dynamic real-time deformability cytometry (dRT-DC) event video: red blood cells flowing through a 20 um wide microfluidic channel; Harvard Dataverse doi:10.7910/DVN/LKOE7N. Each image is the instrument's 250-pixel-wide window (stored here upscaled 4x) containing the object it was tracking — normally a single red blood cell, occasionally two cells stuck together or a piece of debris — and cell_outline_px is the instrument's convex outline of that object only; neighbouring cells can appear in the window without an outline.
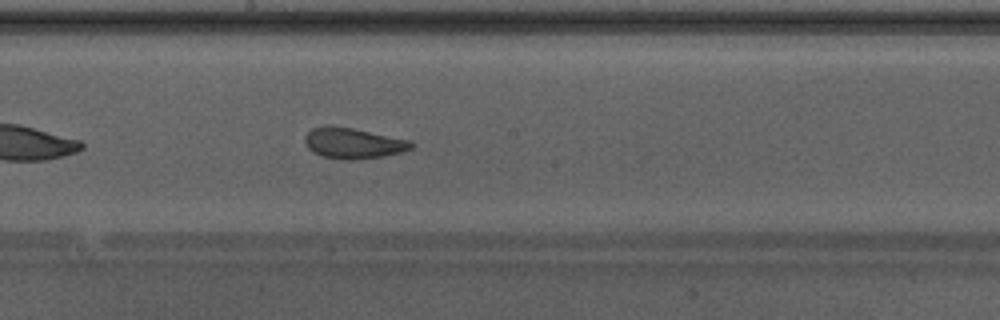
{"species": "Egyptian fruit bat (a non-hibernating species)", "species_latin": "Rousettus aegyptiacus", "temperature_condition": "warm", "stored_images_in_passage": 22, "camera_frame_rate_fps": 3000, "um_per_image_px": 0.085, "animal": {"sex": "male"}, "frame": {"image": 1, "passage_image": 13, "time_ms": 4.0, "image_size_px": [1000, 320], "cell_outline_px": [[416, 144], [412, 148], [400, 152], [384, 156], [352, 160], [348, 160], [324, 156], [312, 152], [308, 148], [304, 140], [304, 136], [312, 128], [328, 124], [352, 128], [412, 140]], "centroid_in_image_um": [30.03, 12.15], "position_along_channel_um": 218.2, "area_um2": 19.19}}
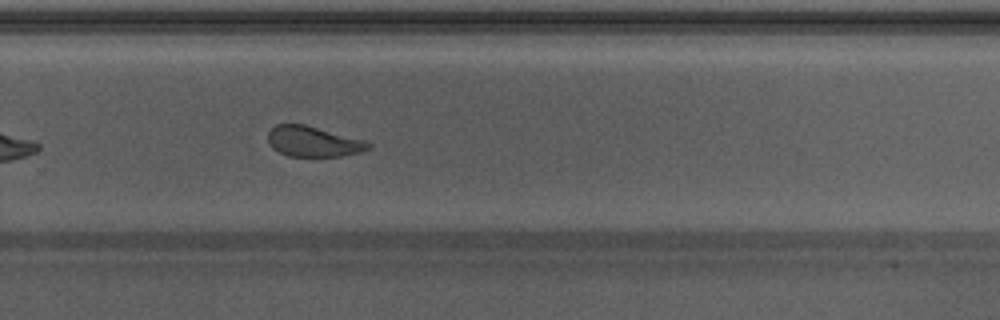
{"frame": {"image": 2, "passage_image": 19, "time_ms": 6.0, "image_size_px": [1000, 320], "cell_outline_px": [[372, 144], [368, 148], [360, 152], [340, 156], [288, 156], [272, 148], [268, 144], [268, 132], [276, 124], [304, 124], [364, 140]], "centroid_in_image_um": [26.59, 12.03], "position_along_channel_um": 303.2, "area_um2": 17.63}}